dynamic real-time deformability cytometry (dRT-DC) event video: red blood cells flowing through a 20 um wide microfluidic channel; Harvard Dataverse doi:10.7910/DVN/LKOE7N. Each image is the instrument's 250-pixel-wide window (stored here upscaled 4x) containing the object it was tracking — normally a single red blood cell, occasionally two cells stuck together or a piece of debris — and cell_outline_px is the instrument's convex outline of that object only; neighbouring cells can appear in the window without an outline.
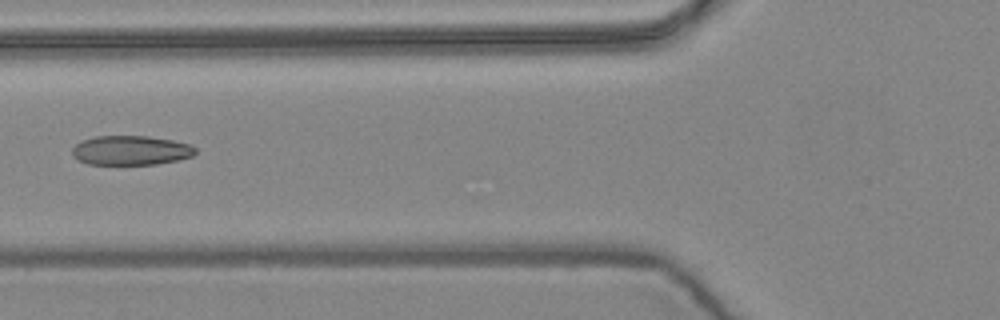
{"species": "common noctule bat (a hibernating species)", "species_latin": "Nyctalus noctula", "temperature_condition": "warm", "stored_images_in_passage": 6, "camera_frame_rate_fps": 3000, "um_per_image_px": 0.085, "animal": {"sex": "female", "body_mass_g": 24.6, "forearm_length_mm": 56.2}, "frame": {"image": 1, "passage_image": 6, "time_ms": 1.667, "image_size_px": [1000, 320], "cell_outline_px": [[196, 152], [192, 156], [176, 160], [156, 164], [88, 164], [76, 160], [72, 156], [72, 148], [76, 144], [84, 140], [96, 136], [148, 136], [172, 140], [188, 144], [196, 148]], "centroid_in_image_um": [11.09, 12.78], "position_along_channel_um": 114.7, "area_um2": 21.04}}